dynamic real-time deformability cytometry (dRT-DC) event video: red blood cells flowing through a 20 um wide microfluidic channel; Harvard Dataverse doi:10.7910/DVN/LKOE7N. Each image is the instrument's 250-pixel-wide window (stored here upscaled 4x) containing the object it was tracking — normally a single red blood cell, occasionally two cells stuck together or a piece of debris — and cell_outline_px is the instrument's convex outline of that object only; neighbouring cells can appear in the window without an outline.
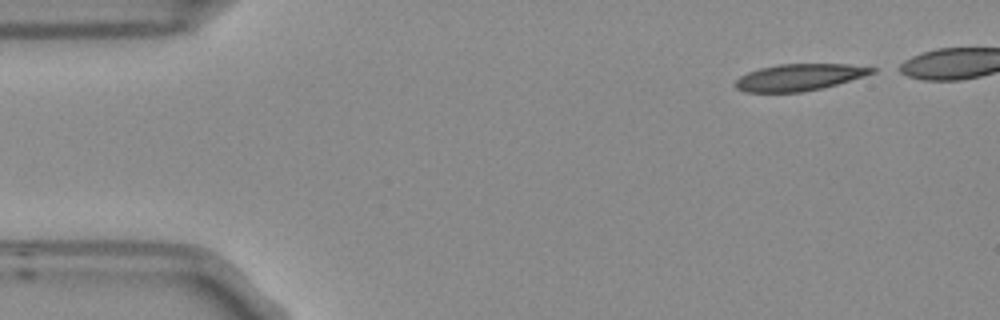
{"species": "Egyptian fruit bat (a non-hibernating species)", "species_latin": "Rousettus aegyptiacus", "temperature_condition": "room temperature", "stored_images_in_passage": 5, "camera_frame_rate_fps": 3000, "um_per_image_px": 0.085, "frame": {"image": 1, "passage_image": 1, "time_ms": 0.0, "image_size_px": [1000, 320], "cell_outline_px": [[876, 72], [836, 84], [804, 92], [744, 92], [736, 88], [732, 84], [740, 76], [748, 72], [760, 68], [780, 64], [848, 64], [876, 68]], "centroid_in_image_um": [67.89, 6.57], "position_along_channel_um": 17.1, "area_um2": 21.15}}